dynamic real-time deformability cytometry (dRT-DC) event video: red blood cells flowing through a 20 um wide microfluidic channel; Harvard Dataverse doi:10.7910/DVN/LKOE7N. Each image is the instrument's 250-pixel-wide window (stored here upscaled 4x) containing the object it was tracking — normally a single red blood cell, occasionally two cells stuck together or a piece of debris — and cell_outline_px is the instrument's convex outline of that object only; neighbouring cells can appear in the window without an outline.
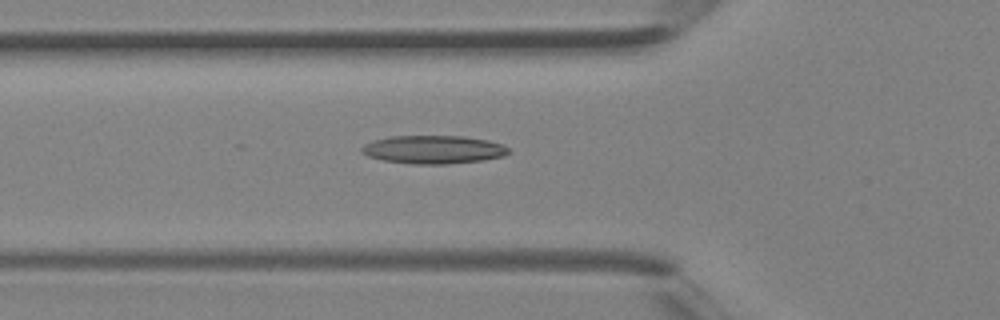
{"species": "Egyptian fruit bat (a non-hibernating species)", "species_latin": "Rousettus aegyptiacus", "temperature_condition": "room temperature", "stored_images_in_passage": 40, "camera_frame_rate_fps": 3000, "um_per_image_px": 0.085, "animal": {"sex": "female"}, "frame": {"image": 1, "passage_image": 14, "time_ms": 4.333, "image_size_px": [1000, 320], "cell_outline_px": [[512, 152], [504, 156], [484, 160], [448, 164], [412, 164], [384, 160], [368, 156], [360, 152], [360, 148], [364, 144], [388, 136], [464, 136], [488, 140], [500, 144], [508, 148]], "centroid_in_image_um": [36.85, 12.71], "position_along_channel_um": 88.9, "area_um2": 24.28}}
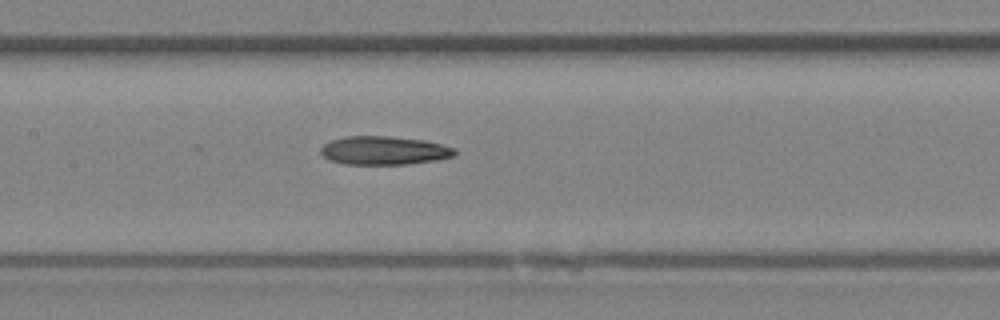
{"frame": {"image": 2, "passage_image": 19, "time_ms": 6.0, "image_size_px": [1000, 320], "cell_outline_px": [[456, 152], [452, 156], [436, 160], [408, 164], [344, 164], [328, 160], [320, 152], [320, 148], [324, 144], [332, 140], [344, 136], [388, 136], [424, 140], [440, 144], [452, 148]], "centroid_in_image_um": [32.58, 12.79], "position_along_channel_um": 174.8, "area_um2": 22.14}}
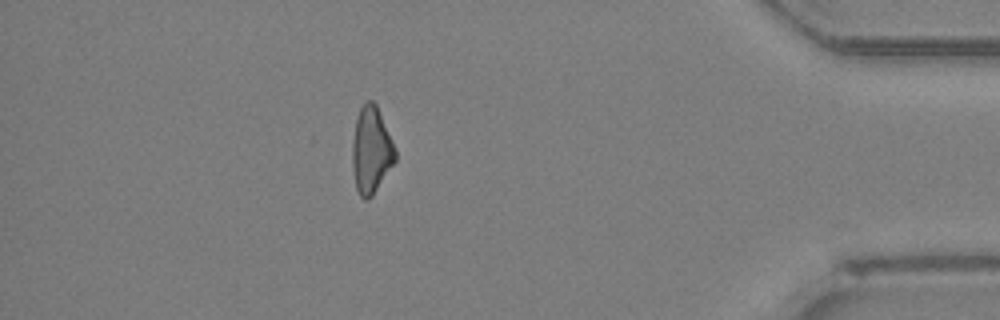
{"frame": {"image": 3, "passage_image": 35, "time_ms": 11.333, "image_size_px": [1000, 320], "cell_outline_px": [[396, 160], [372, 196], [368, 200], [364, 200], [360, 196], [356, 188], [352, 168], [352, 144], [356, 120], [360, 108], [368, 100], [372, 100], [376, 104], [396, 148]], "centroid_in_image_um": [31.55, 12.79], "position_along_channel_um": 403.6, "area_um2": 21.62}}